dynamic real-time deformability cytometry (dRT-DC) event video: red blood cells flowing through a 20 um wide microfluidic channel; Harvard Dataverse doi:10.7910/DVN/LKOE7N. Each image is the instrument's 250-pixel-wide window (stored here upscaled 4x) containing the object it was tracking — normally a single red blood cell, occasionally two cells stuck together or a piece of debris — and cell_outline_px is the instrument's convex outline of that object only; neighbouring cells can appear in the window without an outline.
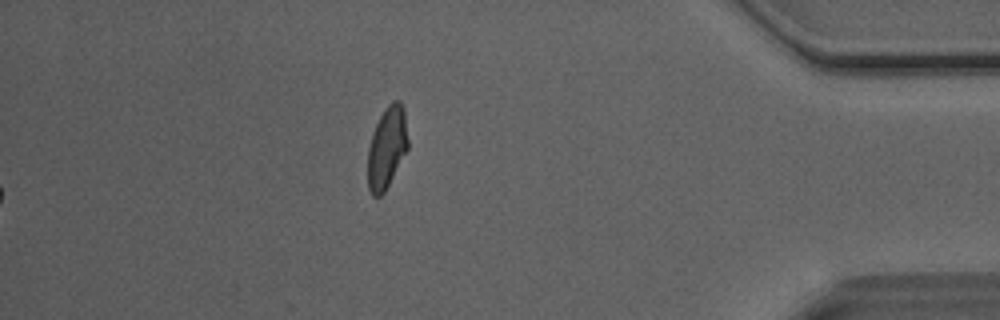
{"species": "Egyptian fruit bat (a non-hibernating species)", "species_latin": "Rousettus aegyptiacus", "temperature_condition": "room temperature", "stored_images_in_passage": 34, "camera_frame_rate_fps": 3000, "um_per_image_px": 0.085, "animal": {"sex": "male"}, "frame": {"image": 1, "passage_image": 34, "time_ms": 11.0, "image_size_px": [1000, 320], "cell_outline_px": [[408, 148], [384, 192], [380, 196], [372, 196], [368, 188], [368, 148], [372, 132], [384, 108], [392, 100], [400, 100], [404, 108], [408, 140]], "centroid_in_image_um": [32.88, 12.51], "position_along_channel_um": 402.3, "area_um2": 19.13}, "authors_computed_cell_mechanics": {"area_um2": 20.0566, "velocity_mm_per_s": 4.0828, "shape_relaxation_time_tau1_ms": null, "shape_relaxation_time_tau2_ms": 1.0076, "deformation_change_tau1": null, "deformation_change_tau2": 0.0573}}